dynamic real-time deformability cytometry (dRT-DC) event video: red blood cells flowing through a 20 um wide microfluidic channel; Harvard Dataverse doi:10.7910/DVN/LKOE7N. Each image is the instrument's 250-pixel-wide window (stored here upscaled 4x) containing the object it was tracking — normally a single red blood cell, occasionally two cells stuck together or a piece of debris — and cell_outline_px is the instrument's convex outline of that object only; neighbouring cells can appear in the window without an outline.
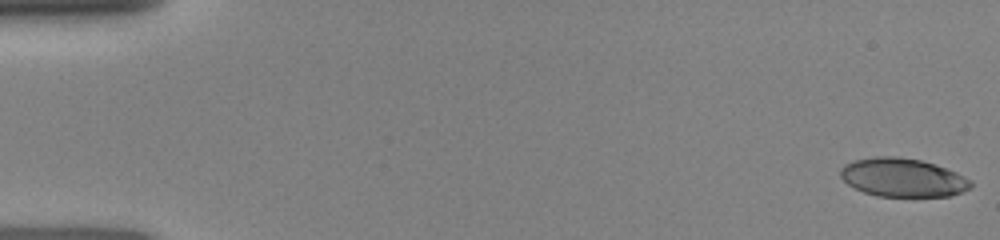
{"species": "human", "species_latin": "Homo sapiens", "temperature_condition": "room temperature", "stored_images_in_passage": 21, "camera_frame_rate_fps": 3000, "um_per_image_px": 0.085, "donor": {"sex": "female"}, "frame": {"image": 1, "passage_image": 1, "time_ms": 0.0, "image_size_px": [1000, 240], "cell_outline_px": [[972, 188], [948, 196], [876, 196], [864, 192], [848, 184], [840, 176], [840, 168], [844, 164], [852, 160], [876, 156], [900, 156], [920, 160], [956, 172], [972, 180]], "centroid_in_image_um": [76.71, 15.08], "position_along_channel_um": 8.3, "area_um2": 29.25}}
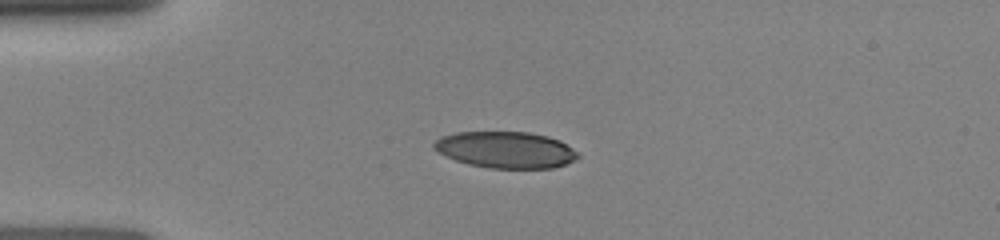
{"frame": {"image": 2, "passage_image": 14, "time_ms": 3.667, "image_size_px": [1000, 240], "cell_outline_px": [[580, 156], [576, 160], [552, 168], [488, 168], [468, 164], [456, 160], [432, 148], [432, 144], [440, 136], [456, 132], [528, 132], [548, 136], [560, 140], [572, 148]], "centroid_in_image_um": [42.98, 12.73], "position_along_channel_um": 42.0, "area_um2": 30.58}}